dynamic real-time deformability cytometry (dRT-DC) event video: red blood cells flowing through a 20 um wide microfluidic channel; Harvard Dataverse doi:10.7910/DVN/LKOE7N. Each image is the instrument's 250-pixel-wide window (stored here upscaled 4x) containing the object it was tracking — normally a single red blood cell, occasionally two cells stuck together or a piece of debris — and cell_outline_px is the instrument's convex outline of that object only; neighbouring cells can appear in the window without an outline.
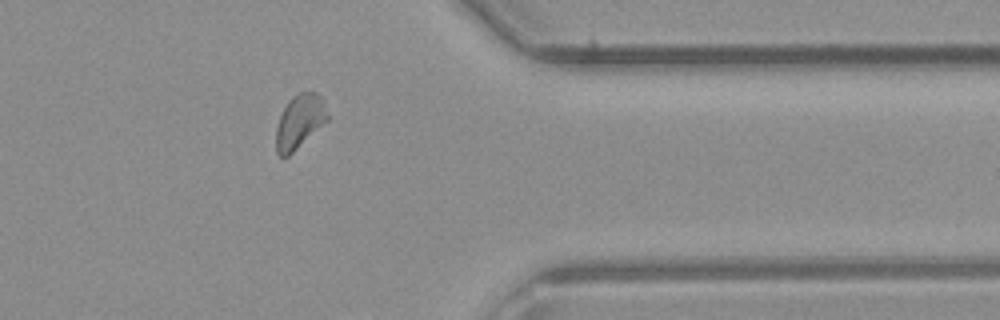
{"species": "common noctule bat (a hibernating species)", "species_latin": "Nyctalus noctula", "temperature_condition": "room temperature", "stored_images_in_passage": 38, "camera_frame_rate_fps": 3000, "um_per_image_px": 0.085, "animal": {"sex": "male", "body_mass_g": 23.1, "forearm_length_mm": 52.7}, "frame": {"image": 1, "passage_image": 30, "time_ms": 9.667, "image_size_px": [1000, 320], "cell_outline_px": [[328, 120], [288, 156], [280, 156], [276, 152], [276, 128], [280, 116], [288, 100], [292, 96], [300, 92], [316, 92], [320, 96], [328, 116]], "centroid_in_image_um": [25.44, 10.32], "position_along_channel_um": 386.0, "area_um2": 15.84}}
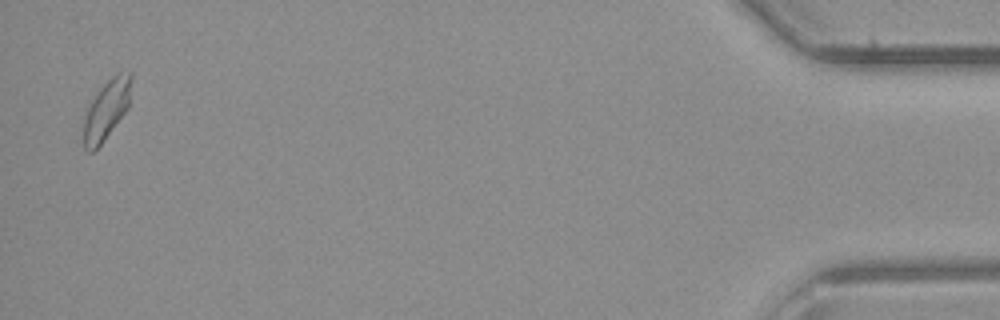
{"frame": {"image": 2, "passage_image": 37, "time_ms": 12.0, "image_size_px": [1000, 320], "cell_outline_px": [[132, 80], [128, 108], [104, 140], [92, 152], [88, 152], [84, 148], [84, 112], [100, 88], [116, 72], [132, 72]], "centroid_in_image_um": [9.06, 9.29], "position_along_channel_um": 426.1, "area_um2": 16.47}}